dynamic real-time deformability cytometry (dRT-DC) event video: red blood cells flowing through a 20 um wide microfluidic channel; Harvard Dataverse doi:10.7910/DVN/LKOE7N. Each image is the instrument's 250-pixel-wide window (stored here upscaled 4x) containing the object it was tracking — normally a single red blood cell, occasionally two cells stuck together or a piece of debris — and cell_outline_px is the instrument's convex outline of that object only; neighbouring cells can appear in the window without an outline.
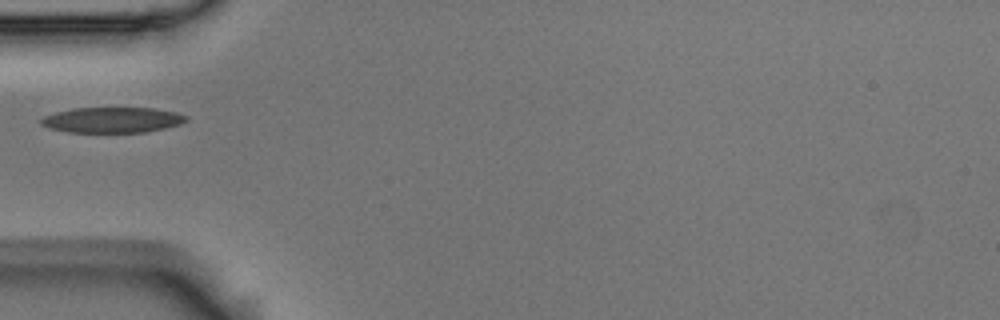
{"species": "Egyptian fruit bat (a non-hibernating species)", "species_latin": "Rousettus aegyptiacus", "temperature_condition": "room temperature", "stored_images_in_passage": 4, "camera_frame_rate_fps": 3000, "um_per_image_px": 0.085, "animal": {"sex": "male"}, "frame": {"image": 1, "passage_image": 4, "time_ms": 1.0, "image_size_px": [1000, 320], "cell_outline_px": [[188, 120], [180, 124], [164, 128], [144, 132], [68, 132], [48, 128], [40, 124], [40, 120], [44, 116], [56, 112], [72, 108], [156, 108], [176, 112], [188, 116]], "centroid_in_image_um": [9.54, 10.19], "position_along_channel_um": 75.5, "area_um2": 21.62}}